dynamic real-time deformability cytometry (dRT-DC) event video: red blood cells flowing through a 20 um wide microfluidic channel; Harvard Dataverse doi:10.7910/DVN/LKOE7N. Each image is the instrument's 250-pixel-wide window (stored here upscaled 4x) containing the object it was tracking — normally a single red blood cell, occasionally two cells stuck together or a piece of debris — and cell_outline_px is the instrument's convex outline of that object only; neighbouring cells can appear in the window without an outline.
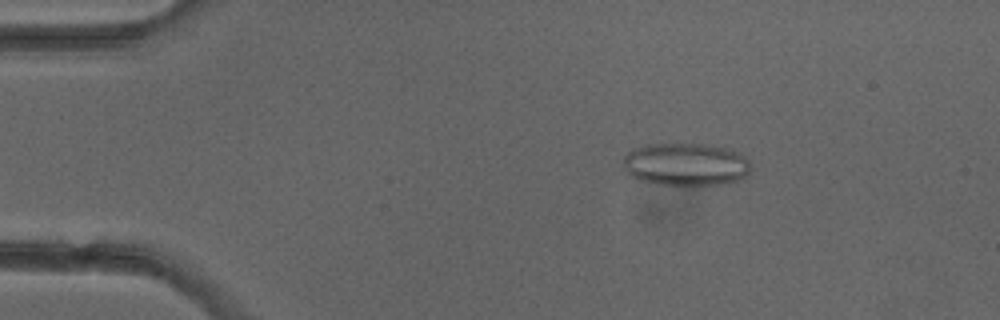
{"species": "common noctule bat (a hibernating species)", "species_latin": "Nyctalus noctula", "temperature_condition": "cold", "stored_images_in_passage": 5, "camera_frame_rate_fps": 3000, "um_per_image_px": 0.085, "animal": {"sex": "female"}, "frame": {"image": 1, "passage_image": 3, "time_ms": 2.333, "image_size_px": [1000, 320], "cell_outline_px": [[748, 172], [744, 176], [736, 180], [724, 184], [656, 184], [640, 180], [632, 176], [624, 168], [624, 156], [632, 148], [644, 144], [676, 140], [732, 148], [744, 156], [748, 160]], "centroid_in_image_um": [58.24, 13.89], "position_along_channel_um": 26.8, "area_um2": 32.48}}